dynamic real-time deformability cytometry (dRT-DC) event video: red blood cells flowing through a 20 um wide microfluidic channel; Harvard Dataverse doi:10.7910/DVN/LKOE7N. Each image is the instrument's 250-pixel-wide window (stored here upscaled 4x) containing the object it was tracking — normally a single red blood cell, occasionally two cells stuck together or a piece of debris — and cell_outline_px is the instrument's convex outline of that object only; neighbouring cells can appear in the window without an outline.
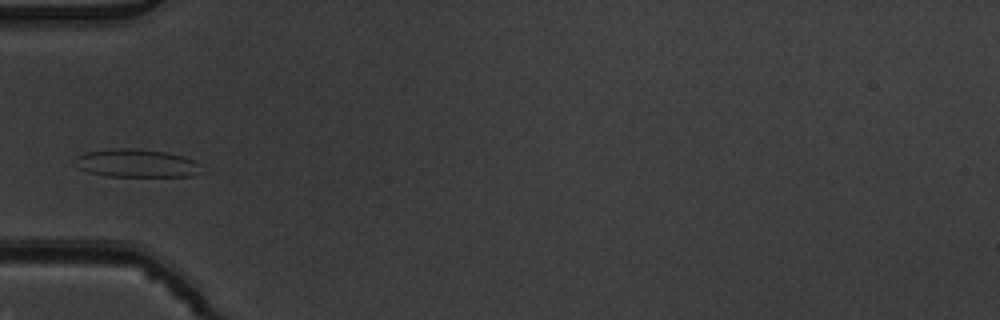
{"species": "common noctule bat (a hibernating species)", "species_latin": "Nyctalus noctula", "temperature_condition": "warm", "stored_images_in_passage": 3, "camera_frame_rate_fps": 3000, "um_per_image_px": 0.085, "animal": {"sex": "male", "body_mass_g": 19.5, "forearm_length_mm": 54.6}, "frame": {"image": 1, "passage_image": 3, "time_ms": 0.667, "image_size_px": [1000, 320], "cell_outline_px": [[200, 164], [196, 172], [192, 176], [108, 176], [88, 172], [72, 164], [76, 156], [84, 152], [116, 148], [136, 148], [164, 152], [184, 156]], "centroid_in_image_um": [11.51, 13.86], "position_along_channel_um": 73.5, "area_um2": 20.58}}